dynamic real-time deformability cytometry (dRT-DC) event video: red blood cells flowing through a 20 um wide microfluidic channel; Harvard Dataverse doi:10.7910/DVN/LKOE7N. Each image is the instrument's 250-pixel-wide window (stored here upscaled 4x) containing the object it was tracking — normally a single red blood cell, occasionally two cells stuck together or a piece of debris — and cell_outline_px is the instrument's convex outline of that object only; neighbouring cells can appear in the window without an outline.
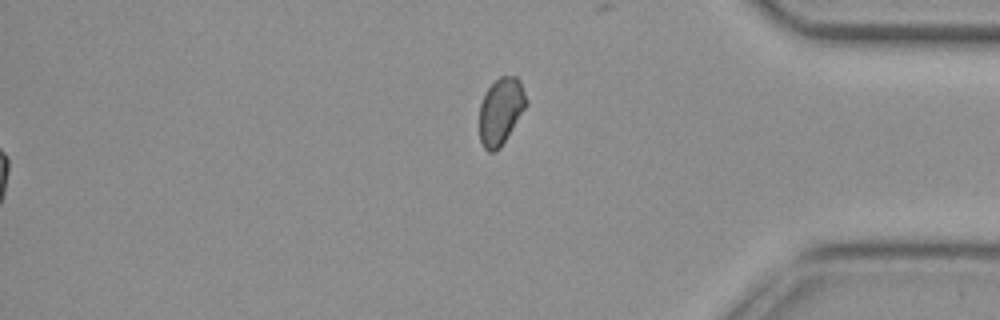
{"species": "common noctule bat (a hibernating species)", "species_latin": "Nyctalus noctula", "temperature_condition": "cold", "stored_images_in_passage": 41, "segment_of_instrument_passage": [2, 2], "camera_frame_rate_fps": 3000, "um_per_image_px": 0.085, "animal": {"sex": "female", "body_mass_g": 29.2, "forearm_length_mm": 56.3}, "frame": {"image": 1, "passage_image": 41, "time_ms": 13.333, "image_size_px": [1000, 320], "cell_outline_px": [[528, 104], [500, 148], [492, 152], [488, 152], [484, 148], [480, 140], [480, 104], [488, 88], [500, 76], [516, 76], [520, 80], [528, 100]], "centroid_in_image_um": [42.59, 9.44], "position_along_channel_um": 392.6, "area_um2": 18.15}}